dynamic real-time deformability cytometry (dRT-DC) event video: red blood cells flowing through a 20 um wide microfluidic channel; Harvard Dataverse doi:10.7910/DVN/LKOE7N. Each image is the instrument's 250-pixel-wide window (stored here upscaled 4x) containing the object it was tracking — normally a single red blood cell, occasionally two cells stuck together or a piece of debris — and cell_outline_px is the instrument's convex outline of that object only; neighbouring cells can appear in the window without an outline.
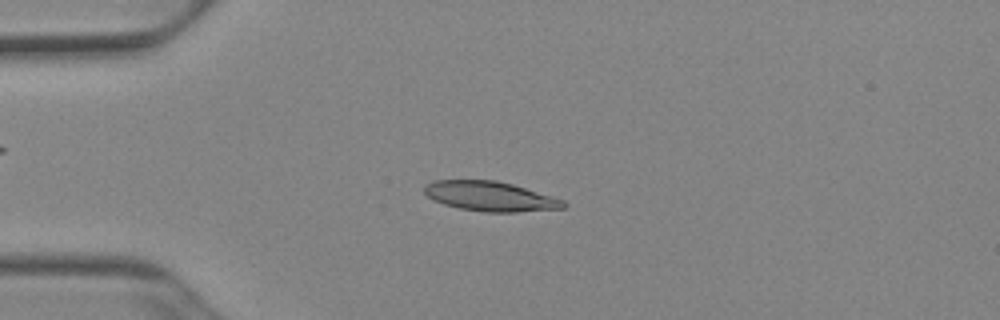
{"species": "Egyptian fruit bat (a non-hibernating species)", "species_latin": "Rousettus aegyptiacus", "temperature_condition": "cold", "stored_images_in_passage": 50, "camera_frame_rate_fps": 3000, "um_per_image_px": 0.085, "animal": {"sex": "female"}, "frame": {"image": 1, "passage_image": 12, "time_ms": 3.667, "image_size_px": [1000, 320], "cell_outline_px": [[568, 204], [564, 208], [516, 212], [484, 212], [460, 208], [444, 204], [432, 200], [424, 192], [424, 184], [432, 180], [496, 180], [512, 184], [552, 196], [564, 200]], "centroid_in_image_um": [41.65, 16.68], "position_along_channel_um": 43.4, "area_um2": 24.16}}
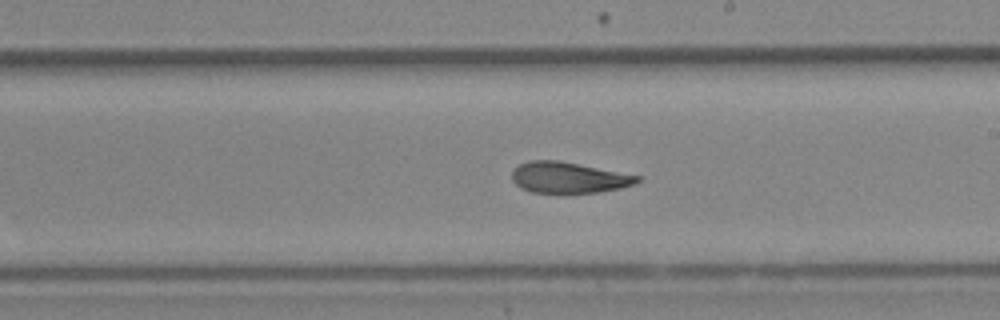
{"frame": {"image": 2, "passage_image": 29, "time_ms": 9.333, "image_size_px": [1000, 320], "cell_outline_px": [[640, 180], [636, 184], [620, 188], [596, 192], [532, 192], [520, 188], [512, 180], [512, 168], [520, 164], [532, 160], [560, 160], [640, 176]], "centroid_in_image_um": [48.31, 15.08], "position_along_channel_um": 240.7, "area_um2": 22.48}}
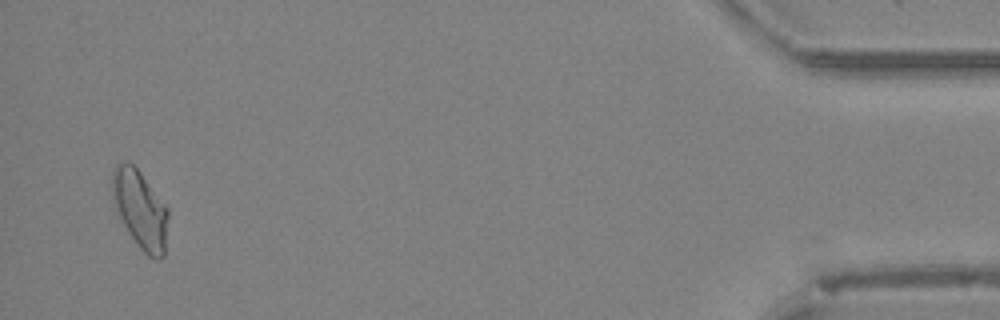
{"frame": {"image": 3, "passage_image": 49, "time_ms": 16.0, "image_size_px": [1000, 320], "cell_outline_px": [[168, 216], [164, 256], [160, 260], [156, 260], [148, 256], [140, 248], [128, 232], [116, 208], [112, 196], [112, 168], [116, 164], [124, 160], [128, 160], [140, 172], [168, 208]], "centroid_in_image_um": [11.92, 17.78], "position_along_channel_um": 423.3, "area_um2": 25.37}, "authors_computed_cell_mechanics": {"area_um2": 23.5246, "velocity_mm_per_s": 3.9146, "shape_relaxation_time_tau1_ms": 6.4204, "shape_relaxation_time_tau2_ms": 2.8418, "deformation_change_tau1": 0.1566, "deformation_change_tau2": 0.0751}}